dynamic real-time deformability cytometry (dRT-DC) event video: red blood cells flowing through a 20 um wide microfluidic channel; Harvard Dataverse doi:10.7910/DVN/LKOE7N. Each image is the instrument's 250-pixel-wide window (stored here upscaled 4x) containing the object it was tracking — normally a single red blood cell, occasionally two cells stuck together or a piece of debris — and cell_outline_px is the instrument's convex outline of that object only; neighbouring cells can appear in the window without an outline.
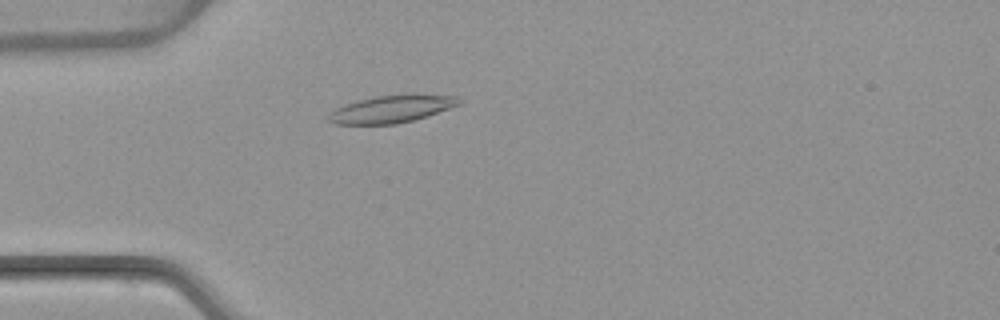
{"species": "common noctule bat (a hibernating species)", "species_latin": "Nyctalus noctula", "temperature_condition": "warm", "stored_images_in_passage": 52, "camera_frame_rate_fps": 3000, "um_per_image_px": 0.085, "animal": {"sex": "female", "body_mass_g": 22.7, "forearm_length_mm": 54.2}, "frame": {"image": 1, "passage_image": 14, "time_ms": 4.333, "image_size_px": [1000, 320], "cell_outline_px": [[464, 104], [428, 116], [396, 124], [332, 124], [328, 120], [328, 116], [336, 108], [344, 104], [376, 96], [408, 92], [412, 92], [456, 96], [464, 100]], "centroid_in_image_um": [33.41, 9.23], "position_along_channel_um": 51.6, "area_um2": 21.56}}
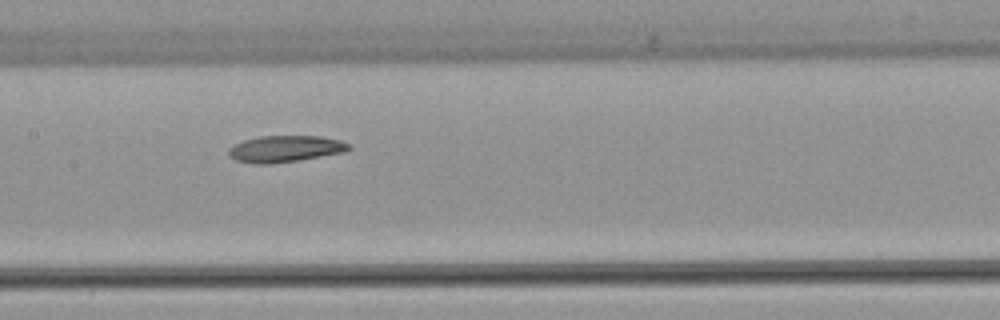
{"frame": {"image": 2, "passage_image": 25, "time_ms": 8.0, "image_size_px": [1000, 320], "cell_outline_px": [[352, 148], [344, 152], [296, 160], [268, 164], [252, 164], [236, 160], [228, 152], [228, 148], [244, 140], [260, 136], [320, 136], [340, 140], [352, 144]], "centroid_in_image_um": [24.27, 12.64], "position_along_channel_um": 183.1, "area_um2": 18.44}}
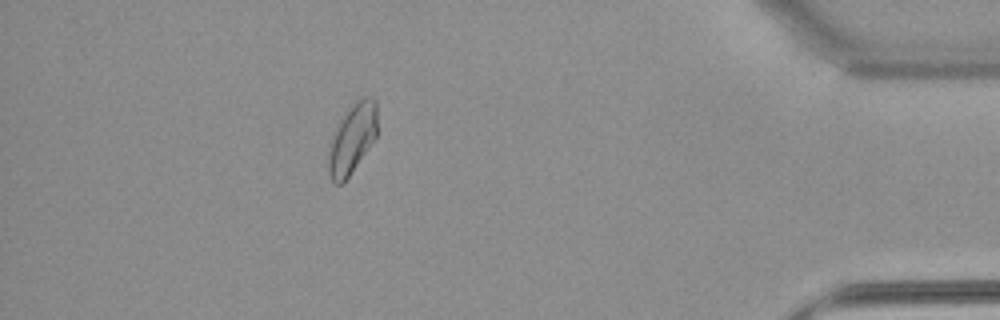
{"frame": {"image": 3, "passage_image": 46, "time_ms": 15.0, "image_size_px": [1000, 320], "cell_outline_px": [[376, 136], [368, 148], [348, 176], [340, 184], [336, 184], [332, 180], [328, 172], [328, 152], [332, 140], [340, 120], [352, 104], [356, 100], [364, 96], [372, 96], [376, 100]], "centroid_in_image_um": [29.94, 11.75], "position_along_channel_um": 405.3, "area_um2": 19.25}, "authors_computed_cell_mechanics": {"area_um2": 19.5653, "velocity_mm_per_s": 3.8635, "shape_relaxation_time_tau1_ms": null, "shape_relaxation_time_tau2_ms": 7.5571, "deformation_change_tau1": null, "deformation_change_tau2": 0.1634}}